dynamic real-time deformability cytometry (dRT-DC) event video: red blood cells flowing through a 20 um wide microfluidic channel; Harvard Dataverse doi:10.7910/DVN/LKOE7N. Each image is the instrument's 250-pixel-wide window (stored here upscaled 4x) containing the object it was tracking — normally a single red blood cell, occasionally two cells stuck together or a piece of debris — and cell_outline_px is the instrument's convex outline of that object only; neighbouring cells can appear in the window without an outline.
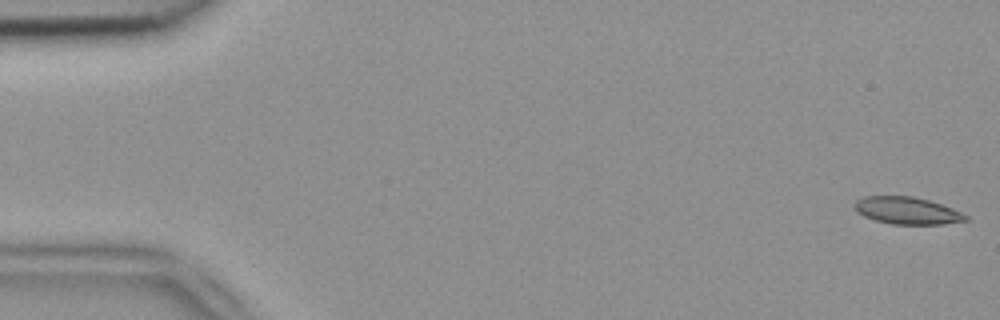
{"species": "common noctule bat (a hibernating species)", "species_latin": "Nyctalus noctula", "temperature_condition": "room temperature", "stored_images_in_passage": 4, "camera_frame_rate_fps": 3000, "um_per_image_px": 0.085, "animal": {"sex": "female", "body_mass_g": 18.4}, "frame": {"image": 1, "passage_image": 1, "time_ms": 0.0, "image_size_px": [1000, 320], "cell_outline_px": [[968, 220], [944, 224], [892, 224], [876, 220], [864, 216], [856, 212], [852, 204], [856, 200], [864, 196], [912, 196], [928, 200], [952, 208], [968, 216]], "centroid_in_image_um": [77.06, 17.9], "position_along_channel_um": 7.9, "area_um2": 17.57}}
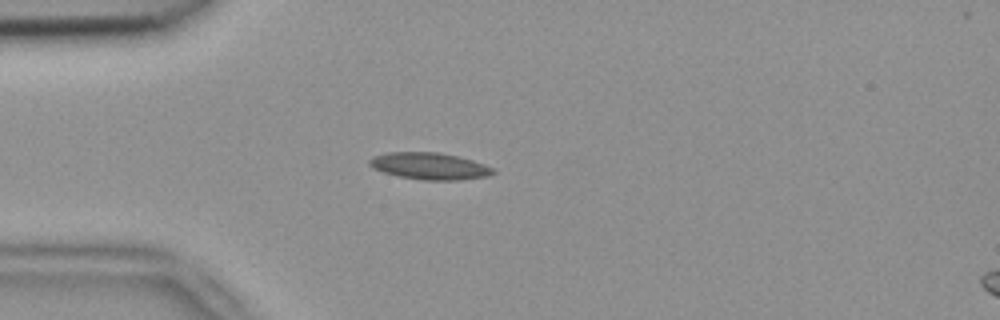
{"frame": {"image": 2, "passage_image": 4, "time_ms": 1.0, "image_size_px": [1000, 320], "cell_outline_px": [[496, 172], [488, 176], [460, 180], [424, 180], [400, 176], [384, 172], [372, 168], [368, 164], [368, 160], [372, 156], [388, 152], [436, 152], [456, 156], [472, 160], [484, 164], [492, 168]], "centroid_in_image_um": [36.48, 14.11], "position_along_channel_um": 48.5, "area_um2": 19.25}}